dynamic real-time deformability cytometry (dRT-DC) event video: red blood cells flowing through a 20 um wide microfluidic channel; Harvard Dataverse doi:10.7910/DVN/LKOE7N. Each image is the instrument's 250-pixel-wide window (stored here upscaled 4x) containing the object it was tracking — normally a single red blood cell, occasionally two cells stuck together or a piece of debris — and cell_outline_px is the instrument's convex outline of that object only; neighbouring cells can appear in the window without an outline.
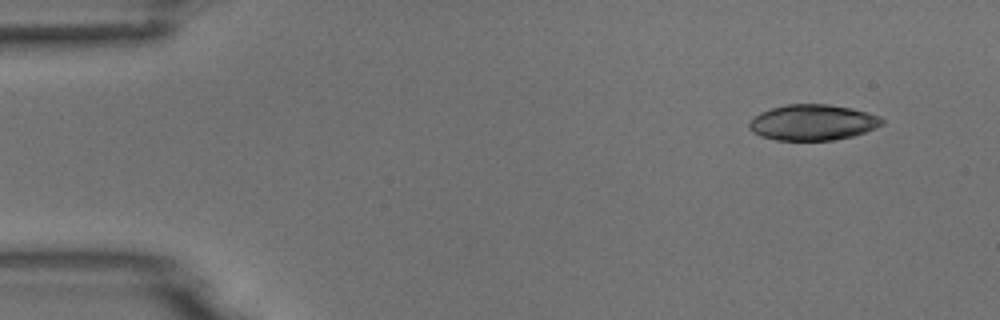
{"species": "common noctule bat (a hibernating species)", "species_latin": "Nyctalus noctula", "temperature_condition": "room temperature", "stored_images_in_passage": 3, "camera_frame_rate_fps": 3000, "um_per_image_px": 0.085, "animal": {"sex": "male", "body_mass_g": 18.8}, "frame": {"image": 1, "passage_image": 1, "time_ms": 0.0, "image_size_px": [1000, 320], "cell_outline_px": [[884, 124], [876, 128], [852, 136], [832, 140], [776, 140], [760, 136], [752, 132], [748, 128], [748, 124], [760, 112], [772, 108], [788, 104], [828, 104], [852, 108], [868, 112], [880, 116], [884, 120]], "centroid_in_image_um": [69.1, 10.4], "position_along_channel_um": 15.9, "area_um2": 27.74}}